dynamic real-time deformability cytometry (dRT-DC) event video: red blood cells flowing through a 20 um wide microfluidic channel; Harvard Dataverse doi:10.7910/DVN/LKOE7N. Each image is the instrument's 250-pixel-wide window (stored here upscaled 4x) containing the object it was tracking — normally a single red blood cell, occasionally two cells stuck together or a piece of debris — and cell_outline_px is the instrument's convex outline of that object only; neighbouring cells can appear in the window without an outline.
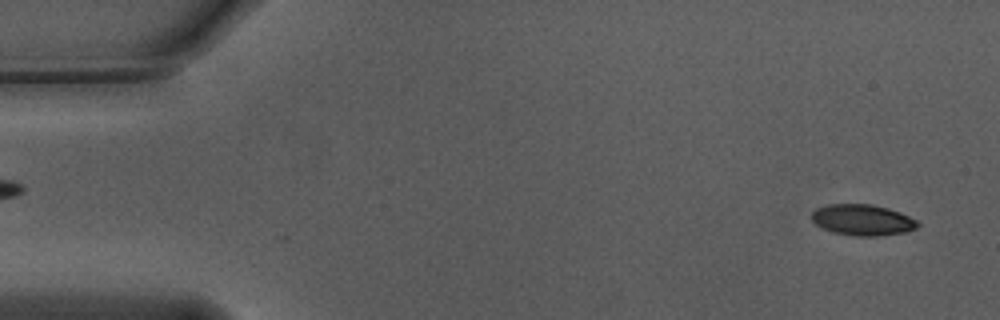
{"species": "Egyptian fruit bat (a non-hibernating species)", "species_latin": "Rousettus aegyptiacus", "temperature_condition": "warm", "stored_images_in_passage": 54, "camera_frame_rate_fps": 3000, "um_per_image_px": 0.085, "animal": {"sex": "male"}, "frame": {"image": 1, "passage_image": 2, "time_ms": 0.333, "image_size_px": [1000, 320], "cell_outline_px": [[920, 224], [916, 228], [908, 232], [876, 236], [856, 236], [836, 232], [824, 228], [816, 224], [812, 220], [812, 212], [816, 208], [828, 204], [872, 204], [888, 208], [900, 212], [916, 220]], "centroid_in_image_um": [73.34, 18.69], "position_along_channel_um": 11.7, "area_um2": 19.07}}
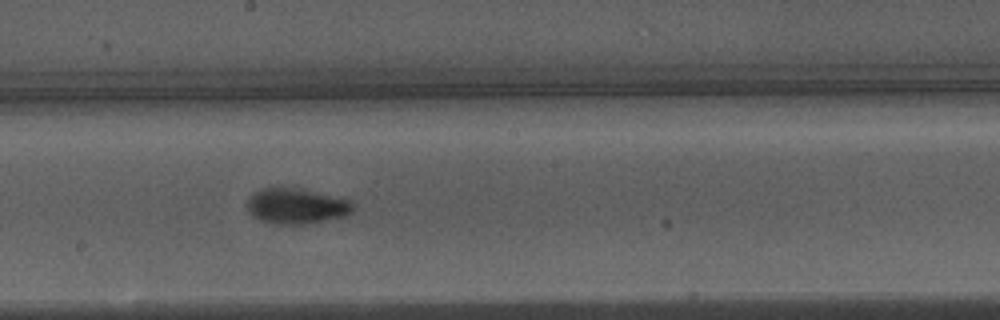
{"frame": {"image": 2, "passage_image": 29, "time_ms": 9.333, "image_size_px": [1000, 320], "cell_outline_px": [[356, 208], [352, 212], [344, 216], [300, 224], [272, 224], [260, 220], [252, 216], [248, 208], [248, 200], [252, 192], [260, 188], [296, 188], [348, 200]], "centroid_in_image_um": [25.13, 17.52], "position_along_channel_um": 223.1, "area_um2": 21.44}}
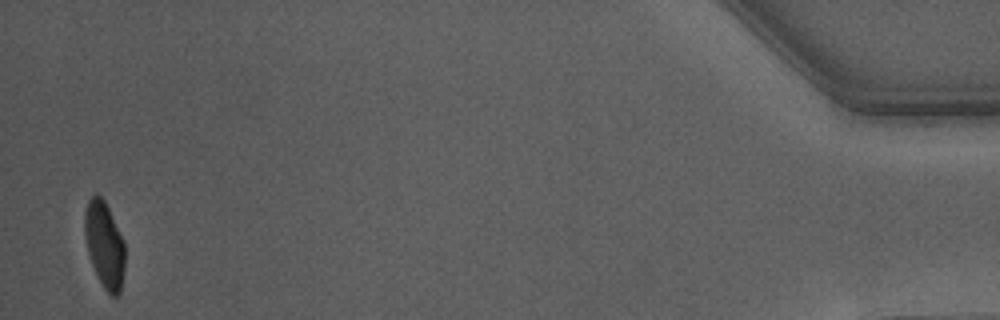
{"frame": {"image": 3, "passage_image": 53, "time_ms": 17.333, "image_size_px": [1000, 320], "cell_outline_px": [[124, 272], [120, 292], [116, 296], [112, 296], [104, 288], [92, 264], [88, 252], [84, 236], [84, 216], [88, 200], [96, 192], [104, 200], [124, 240]], "centroid_in_image_um": [8.88, 20.78], "position_along_channel_um": 426.3, "area_um2": 20.06}, "authors_computed_cell_mechanics": {"area_um2": 21.2704, "velocity_mm_per_s": 3.7412, "shape_relaxation_time_tau1_ms": 3.4071, "shape_relaxation_time_tau2_ms": 1.3438, "deformation_change_tau1": 0.1787, "deformation_change_tau2": 0.0532}}